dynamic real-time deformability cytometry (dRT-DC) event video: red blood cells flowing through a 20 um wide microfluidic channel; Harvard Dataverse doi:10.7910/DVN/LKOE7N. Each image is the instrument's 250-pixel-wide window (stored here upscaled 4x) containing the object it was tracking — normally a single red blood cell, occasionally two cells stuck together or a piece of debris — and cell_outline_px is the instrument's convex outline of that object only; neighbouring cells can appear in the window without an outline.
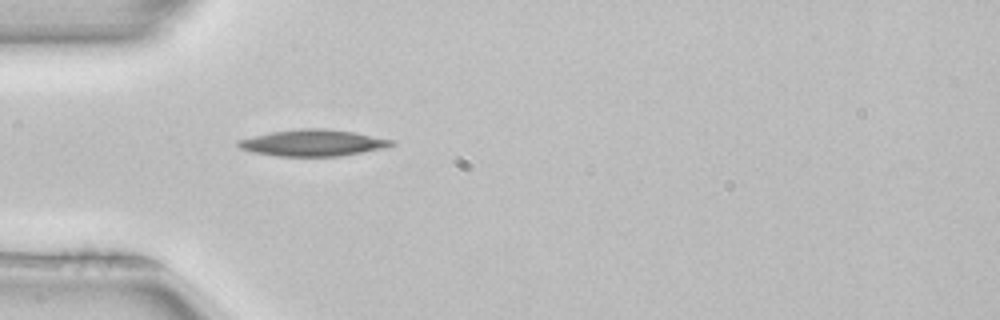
{"species": "common noctule bat (a hibernating species)", "species_latin": "Nyctalus noctula", "temperature_condition": "room temperature", "stored_images_in_passage": 51, "camera_frame_rate_fps": 3000, "um_per_image_px": 0.085, "animal": {"sex": "female", "body_mass_g": 22.7, "forearm_length_mm": 54.2}, "frame": {"image": 1, "passage_image": 15, "time_ms": 4.667, "image_size_px": [1000, 320], "cell_outline_px": [[396, 144], [388, 148], [340, 156], [276, 156], [252, 152], [240, 148], [236, 144], [236, 140], [252, 136], [272, 132], [300, 128], [328, 128], [356, 132], [396, 140]], "centroid_in_image_um": [26.66, 12.14], "position_along_channel_um": 58.3, "area_um2": 24.1}, "authors_computed_cell_mechanics": {"area_um2": 21.9062, "velocity_mm_per_s": 3.9932, "shape_relaxation_time_tau1_ms": 3.2371, "shape_relaxation_time_tau2_ms": null, "deformation_change_tau1": 0.1222, "deformation_change_tau2": null}}